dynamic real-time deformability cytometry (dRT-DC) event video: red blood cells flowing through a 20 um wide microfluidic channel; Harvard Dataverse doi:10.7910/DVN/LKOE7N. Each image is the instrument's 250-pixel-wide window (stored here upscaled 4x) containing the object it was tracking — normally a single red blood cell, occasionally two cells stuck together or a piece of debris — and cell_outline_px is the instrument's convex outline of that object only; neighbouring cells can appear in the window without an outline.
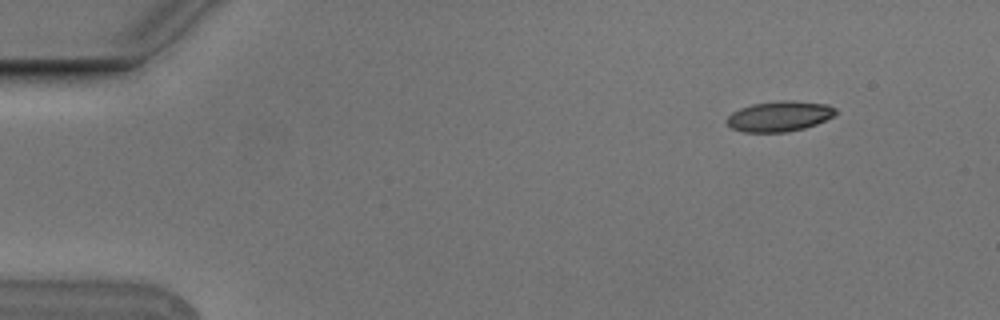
{"species": "Egyptian fruit bat (a non-hibernating species)", "species_latin": "Rousettus aegyptiacus", "temperature_condition": "cold", "stored_images_in_passage": 5, "camera_frame_rate_fps": 3000, "um_per_image_px": 0.085, "animal": {"sex": "male"}, "frame": {"image": 1, "passage_image": 1, "time_ms": 0.0, "image_size_px": [1000, 320], "cell_outline_px": [[836, 112], [832, 116], [816, 124], [804, 128], [788, 132], [744, 132], [732, 128], [724, 120], [732, 112], [740, 108], [752, 104], [784, 100], [788, 100], [828, 104], [836, 108]], "centroid_in_image_um": [66.23, 9.88], "position_along_channel_um": 18.8, "area_um2": 19.19}}
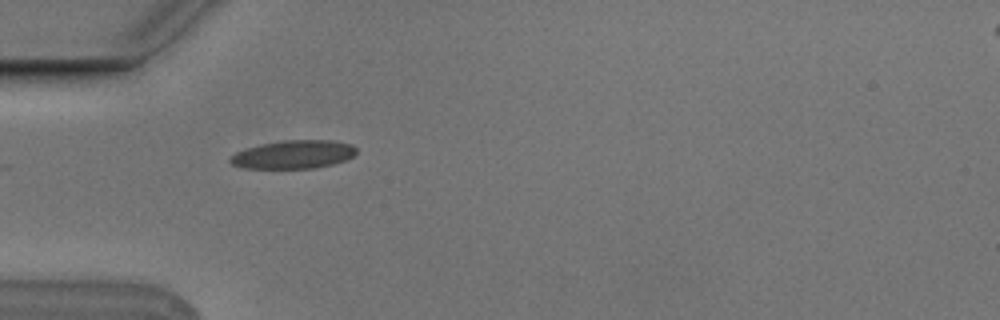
{"frame": {"image": 2, "passage_image": 4, "time_ms": 1.0, "image_size_px": [1000, 320], "cell_outline_px": [[356, 152], [352, 156], [344, 160], [332, 164], [312, 168], [244, 168], [232, 164], [228, 160], [236, 152], [260, 144], [284, 140], [332, 140], [352, 144], [356, 148]], "centroid_in_image_um": [24.95, 13.12], "position_along_channel_um": 60.1, "area_um2": 20.63}}